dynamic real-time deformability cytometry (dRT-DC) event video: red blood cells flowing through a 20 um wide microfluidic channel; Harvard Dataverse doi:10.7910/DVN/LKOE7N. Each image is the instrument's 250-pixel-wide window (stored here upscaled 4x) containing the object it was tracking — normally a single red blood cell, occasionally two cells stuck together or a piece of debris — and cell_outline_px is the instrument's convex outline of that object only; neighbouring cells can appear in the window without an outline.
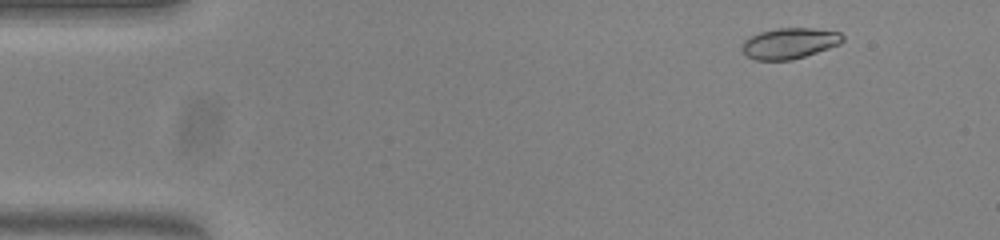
{"species": "common noctule bat (a hibernating species)", "species_latin": "Nyctalus noctula", "temperature_condition": "warm", "stored_images_in_passage": 52, "camera_frame_rate_fps": 3000, "um_per_image_px": 0.085, "animal": {"sex": "female", "body_mass_g": 23.0, "forearm_length_mm": 53.4}, "frame": {"image": 1, "passage_image": 4, "time_ms": 1.0, "image_size_px": [1000, 240], "cell_outline_px": [[844, 40], [840, 44], [792, 60], [756, 60], [748, 56], [740, 48], [744, 40], [760, 32], [776, 28], [812, 28], [840, 32], [844, 36]], "centroid_in_image_um": [67.11, 3.67], "position_along_channel_um": 17.9, "area_um2": 17.98}}
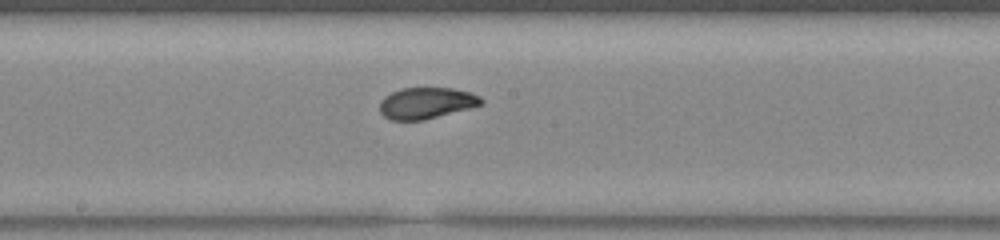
{"frame": {"image": 2, "passage_image": 27, "time_ms": 8.667, "image_size_px": [1000, 240], "cell_outline_px": [[484, 104], [424, 120], [388, 120], [380, 112], [380, 100], [384, 96], [400, 88], [452, 88], [472, 92], [480, 96], [484, 100]], "centroid_in_image_um": [36.24, 8.75], "position_along_channel_um": 212.0, "area_um2": 18.67}}
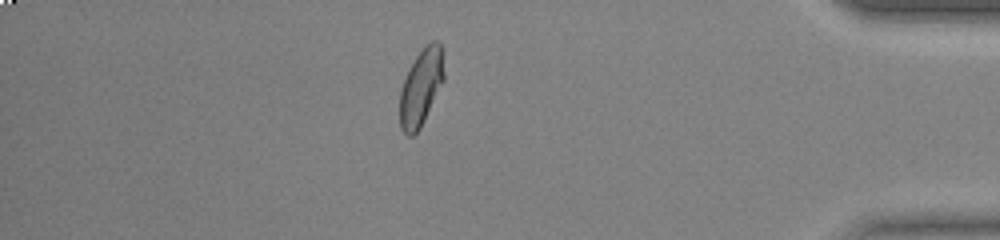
{"frame": {"image": 3, "passage_image": 45, "time_ms": 14.667, "image_size_px": [1000, 240], "cell_outline_px": [[444, 80], [420, 128], [412, 136], [408, 136], [400, 128], [400, 88], [416, 56], [432, 40], [436, 40], [440, 44], [444, 72]], "centroid_in_image_um": [35.78, 7.45], "position_along_channel_um": 399.4, "area_um2": 19.31}, "authors_computed_cell_mechanics": {"area_um2": 18.8139, "velocity_mm_per_s": 3.805, "shape_relaxation_time_tau1_ms": 5.5468, "shape_relaxation_time_tau2_ms": 1.1316, "deformation_change_tau1": 0.1882, "deformation_change_tau2": 0.0338}}